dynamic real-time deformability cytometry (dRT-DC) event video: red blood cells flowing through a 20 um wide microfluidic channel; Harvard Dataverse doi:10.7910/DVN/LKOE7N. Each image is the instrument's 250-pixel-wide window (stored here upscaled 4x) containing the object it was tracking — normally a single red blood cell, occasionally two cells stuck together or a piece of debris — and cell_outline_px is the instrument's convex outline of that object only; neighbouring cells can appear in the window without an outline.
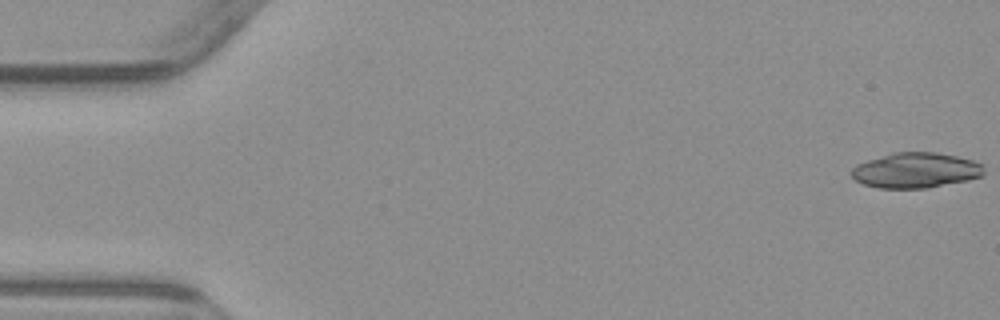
{"species": "common noctule bat (a hibernating species)", "species_latin": "Nyctalus noctula", "temperature_condition": "warm", "stored_images_in_passage": 6, "camera_frame_rate_fps": 3000, "um_per_image_px": 0.085, "animal": {"sex": "male", "body_mass_g": 23.1, "forearm_length_mm": 52.7}, "frame": {"image": 1, "passage_image": 1, "time_ms": 0.0, "image_size_px": [1000, 320], "cell_outline_px": [[984, 172], [980, 176], [968, 180], [924, 188], [880, 188], [864, 184], [856, 180], [852, 176], [852, 168], [856, 164], [892, 152], [936, 152], [956, 156], [972, 160], [984, 164]], "centroid_in_image_um": [77.84, 14.46], "position_along_channel_um": 7.2, "area_um2": 27.11}}
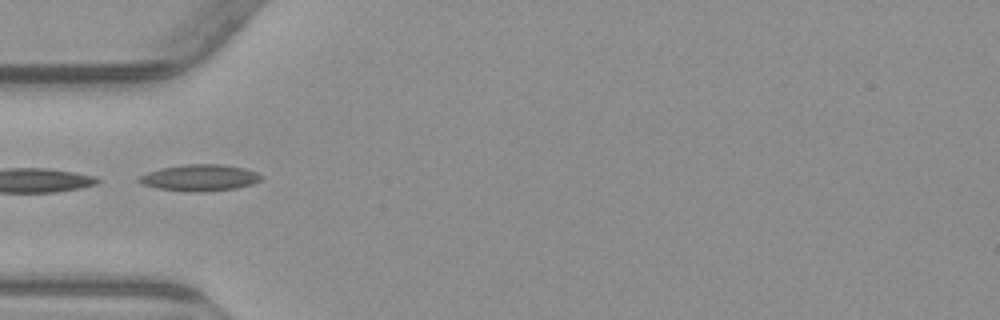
{"frame": {"image": 2, "passage_image": 6, "time_ms": 5.667, "image_size_px": [1000, 320], "cell_outline_px": [[264, 176], [260, 180], [252, 184], [236, 188], [196, 192], [192, 192], [156, 188], [140, 184], [136, 180], [140, 176], [148, 172], [160, 168], [184, 164], [220, 164], [244, 168], [256, 172]], "centroid_in_image_um": [16.95, 15.1], "position_along_channel_um": 68.1, "area_um2": 18.84}}